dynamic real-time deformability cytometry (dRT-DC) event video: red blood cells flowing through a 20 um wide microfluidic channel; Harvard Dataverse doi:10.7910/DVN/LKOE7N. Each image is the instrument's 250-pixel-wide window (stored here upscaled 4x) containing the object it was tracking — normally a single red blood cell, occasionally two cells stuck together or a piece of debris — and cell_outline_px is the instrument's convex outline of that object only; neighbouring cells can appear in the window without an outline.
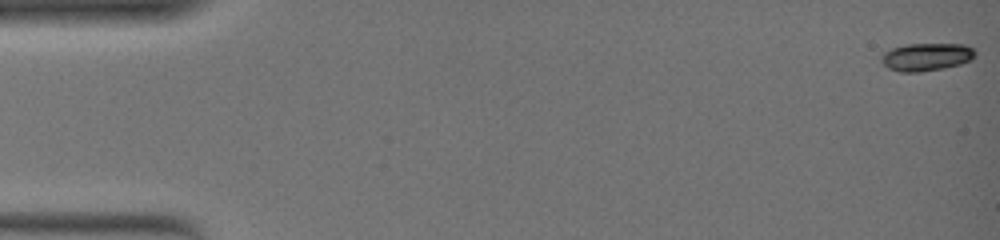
{"species": "common noctule bat (a hibernating species)", "species_latin": "Nyctalus noctula", "temperature_condition": "warm", "stored_images_in_passage": 73, "camera_frame_rate_fps": 3000, "um_per_image_px": 0.085, "animal": {"sex": "female", "body_mass_g": 19.0, "forearm_length_mm": 51.5}, "frame": {"image": 1, "passage_image": 1, "time_ms": 0.0, "image_size_px": [1000, 240], "cell_outline_px": [[976, 56], [972, 60], [960, 64], [944, 68], [920, 72], [900, 72], [888, 68], [880, 60], [880, 56], [884, 52], [892, 48], [908, 44], [964, 44], [972, 48], [976, 52]], "centroid_in_image_um": [78.75, 4.84], "position_along_channel_um": 6.3, "area_um2": 15.32}}
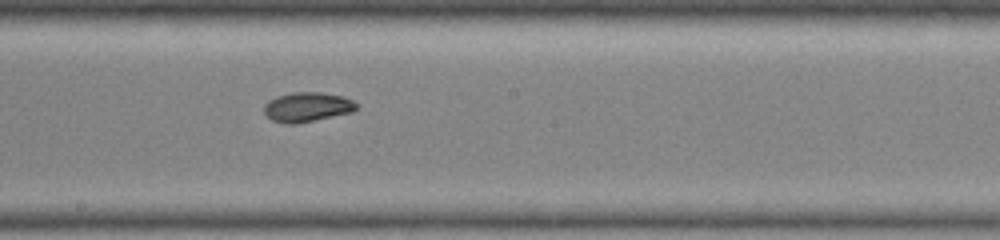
{"frame": {"image": 2, "passage_image": 43, "time_ms": 14.0, "image_size_px": [1000, 240], "cell_outline_px": [[360, 104], [352, 112], [296, 124], [284, 124], [272, 120], [264, 112], [264, 104], [268, 100], [276, 96], [292, 92], [320, 92], [344, 96]], "centroid_in_image_um": [26.11, 9.09], "position_along_channel_um": 222.1, "area_um2": 16.07}}
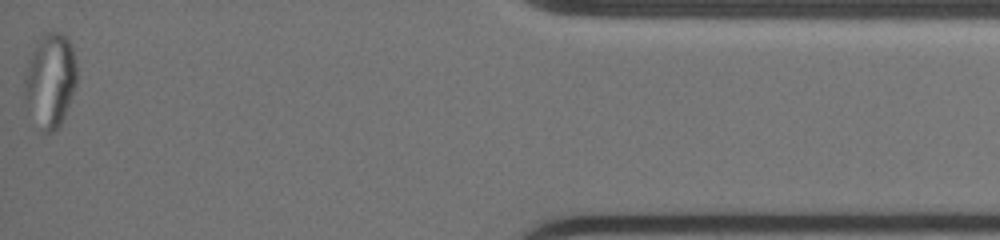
{"frame": {"image": 3, "passage_image": 73, "time_ms": 24.0, "image_size_px": [1000, 240], "cell_outline_px": [[76, 84], [64, 116], [60, 124], [52, 132], [44, 132], [24, 96], [24, 80], [28, 60], [40, 36], [44, 32], [60, 32], [72, 44], [76, 64]], "centroid_in_image_um": [4.29, 6.74], "position_along_channel_um": 430.9, "area_um2": 27.92}}